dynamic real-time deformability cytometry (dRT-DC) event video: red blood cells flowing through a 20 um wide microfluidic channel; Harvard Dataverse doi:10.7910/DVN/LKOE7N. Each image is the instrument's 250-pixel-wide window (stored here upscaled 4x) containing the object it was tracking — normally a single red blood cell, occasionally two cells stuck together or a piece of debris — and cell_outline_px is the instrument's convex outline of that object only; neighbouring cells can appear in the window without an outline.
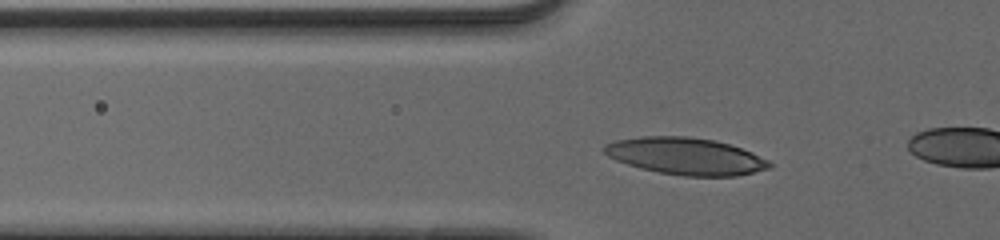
{"species": "human", "species_latin": "Homo sapiens", "temperature_condition": "cold", "stored_images_in_passage": 34, "camera_frame_rate_fps": 3000, "um_per_image_px": 0.085, "donor": {"sex": "male"}, "frame": {"image": 1, "passage_image": 8, "time_ms": 2.333, "image_size_px": [1000, 240], "cell_outline_px": [[772, 164], [768, 168], [736, 176], [684, 176], [660, 172], [640, 168], [616, 160], [608, 156], [600, 148], [604, 144], [616, 140], [640, 136], [688, 136], [712, 140], [728, 144], [752, 152], [768, 160]], "centroid_in_image_um": [58.23, 13.26], "position_along_channel_um": 67.6, "area_um2": 35.43}}
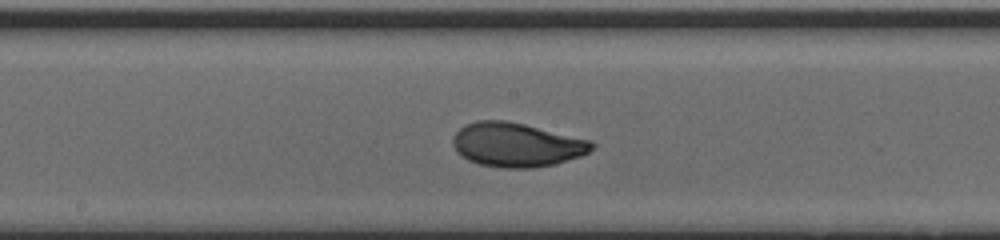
{"frame": {"image": 2, "passage_image": 19, "time_ms": 6.0, "image_size_px": [1000, 240], "cell_outline_px": [[596, 144], [588, 152], [580, 156], [556, 164], [532, 168], [500, 168], [480, 164], [468, 160], [452, 144], [452, 140], [456, 132], [464, 124], [476, 120], [504, 120], [524, 124], [592, 140]], "centroid_in_image_um": [43.93, 12.3], "position_along_channel_um": 204.3, "area_um2": 35.66}}
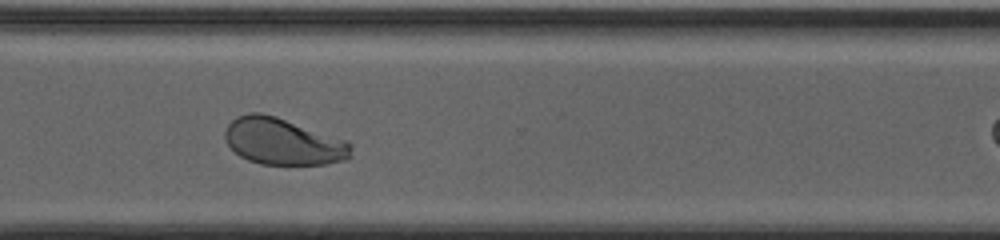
{"frame": {"image": 3, "passage_image": 30, "time_ms": 9.667, "image_size_px": [1000, 240], "cell_outline_px": [[352, 148], [348, 160], [324, 164], [260, 164], [248, 160], [240, 156], [224, 140], [224, 132], [228, 124], [236, 116], [248, 112], [260, 112], [276, 116], [344, 140], [352, 144]], "centroid_in_image_um": [24.02, 12.02], "position_along_channel_um": 346.6, "area_um2": 34.16}}